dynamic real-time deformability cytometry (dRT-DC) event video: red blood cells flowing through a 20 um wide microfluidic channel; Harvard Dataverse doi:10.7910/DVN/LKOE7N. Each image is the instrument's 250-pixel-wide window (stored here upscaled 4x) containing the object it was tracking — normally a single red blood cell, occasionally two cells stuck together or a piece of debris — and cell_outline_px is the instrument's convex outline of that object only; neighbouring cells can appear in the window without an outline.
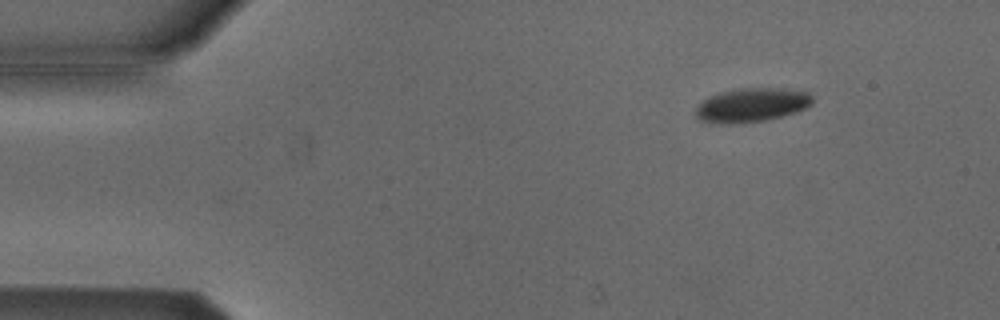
{"species": "Egyptian fruit bat (a non-hibernating species)", "species_latin": "Rousettus aegyptiacus", "temperature_condition": "cold", "stored_images_in_passage": 40, "camera_frame_rate_fps": 3000, "um_per_image_px": 0.085, "animal": {"sex": "male"}, "frame": {"image": 1, "passage_image": 1, "time_ms": 0.0, "image_size_px": [1000, 320], "cell_outline_px": [[812, 104], [804, 108], [780, 116], [764, 120], [728, 124], [716, 124], [696, 120], [692, 112], [696, 104], [708, 96], [720, 92], [744, 88], [784, 88], [808, 92], [812, 96]], "centroid_in_image_um": [63.76, 8.93], "position_along_channel_um": 21.2, "area_um2": 23.35}}
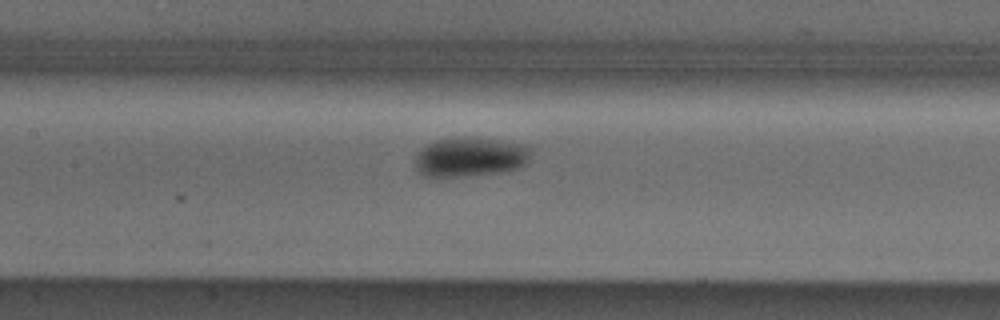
{"frame": {"image": 2, "passage_image": 19, "time_ms": 6.0, "image_size_px": [1000, 320], "cell_outline_px": [[532, 148], [528, 160], [520, 168], [496, 172], [456, 176], [424, 176], [416, 168], [416, 152], [420, 148], [436, 140], [452, 136], [476, 136], [528, 144]], "centroid_in_image_um": [39.98, 13.28], "position_along_channel_um": 167.4, "area_um2": 26.99}}
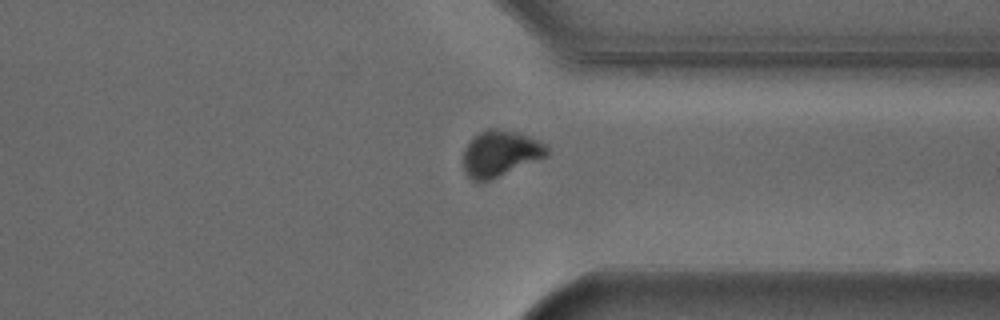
{"frame": {"image": 3, "passage_image": 35, "time_ms": 11.333, "image_size_px": [1000, 320], "cell_outline_px": [[548, 156], [488, 180], [472, 180], [464, 172], [464, 148], [480, 132], [488, 128], [496, 128], [516, 132], [528, 136], [548, 144]], "centroid_in_image_um": [42.55, 13.03], "position_along_channel_um": 368.9, "area_um2": 22.08}, "authors_computed_cell_mechanics": {"area_um2": 25.2297, "velocity_mm_per_s": 3.8055, "shape_relaxation_time_tau1_ms": 5.695, "shape_relaxation_time_tau2_ms": null, "deformation_change_tau1": 0.1066, "deformation_change_tau2": null}}